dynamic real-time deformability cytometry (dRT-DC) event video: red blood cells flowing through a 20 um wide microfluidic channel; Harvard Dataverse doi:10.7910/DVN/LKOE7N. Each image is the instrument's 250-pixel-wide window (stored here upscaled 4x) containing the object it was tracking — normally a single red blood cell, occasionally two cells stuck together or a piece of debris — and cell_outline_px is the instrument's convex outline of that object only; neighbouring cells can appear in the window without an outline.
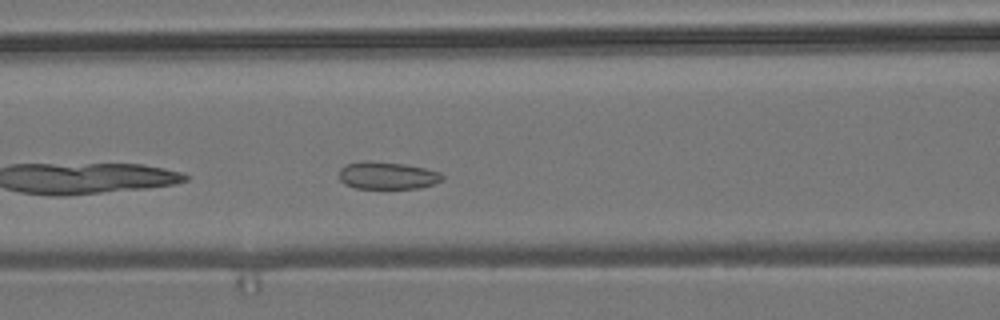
{"species": "common noctule bat (a hibernating species)", "species_latin": "Nyctalus noctula", "temperature_condition": "room temperature", "stored_images_in_passage": 11, "camera_frame_rate_fps": 3000, "um_per_image_px": 0.085, "animal": {"sex": "male", "body_mass_g": 19.2, "forearm_length_mm": 51.8}, "frame": {"image": 1, "passage_image": 7, "time_ms": 2.0, "image_size_px": [1000, 320], "cell_outline_px": [[444, 180], [420, 188], [356, 188], [344, 184], [340, 180], [340, 168], [348, 164], [364, 160], [368, 160], [404, 164], [424, 168], [440, 172], [444, 176]], "centroid_in_image_um": [32.93, 14.91], "position_along_channel_um": 133.7, "area_um2": 16.47}}